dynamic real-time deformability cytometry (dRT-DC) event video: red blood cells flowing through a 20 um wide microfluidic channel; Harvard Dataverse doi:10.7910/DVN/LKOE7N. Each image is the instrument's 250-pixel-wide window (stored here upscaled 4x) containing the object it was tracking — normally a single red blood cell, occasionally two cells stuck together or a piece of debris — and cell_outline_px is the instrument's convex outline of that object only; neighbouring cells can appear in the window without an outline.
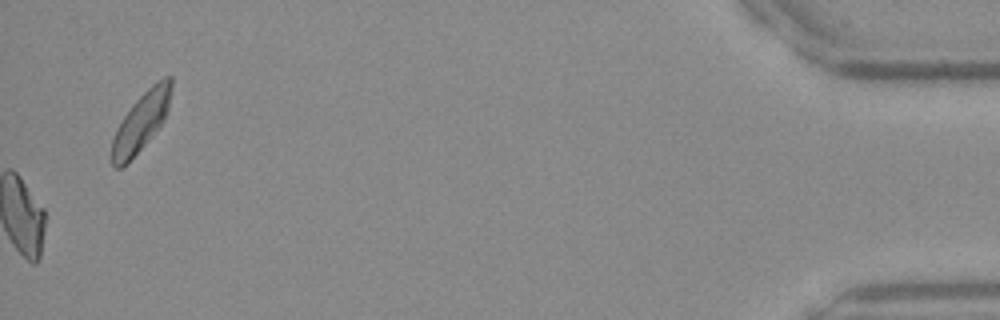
{"species": "Egyptian fruit bat (a non-hibernating species)", "species_latin": "Rousettus aegyptiacus", "temperature_condition": "warm", "stored_images_in_passage": 43, "camera_frame_rate_fps": 3000, "um_per_image_px": 0.085, "frame": {"image": 1, "passage_image": 43, "time_ms": 14.0, "image_size_px": [1000, 320], "cell_outline_px": [[172, 92], [168, 112], [164, 120], [148, 140], [120, 168], [112, 168], [112, 140], [116, 128], [132, 104], [152, 84], [164, 76], [172, 76]], "centroid_in_image_um": [12.02, 10.28], "position_along_channel_um": 423.2, "area_um2": 20.0}}